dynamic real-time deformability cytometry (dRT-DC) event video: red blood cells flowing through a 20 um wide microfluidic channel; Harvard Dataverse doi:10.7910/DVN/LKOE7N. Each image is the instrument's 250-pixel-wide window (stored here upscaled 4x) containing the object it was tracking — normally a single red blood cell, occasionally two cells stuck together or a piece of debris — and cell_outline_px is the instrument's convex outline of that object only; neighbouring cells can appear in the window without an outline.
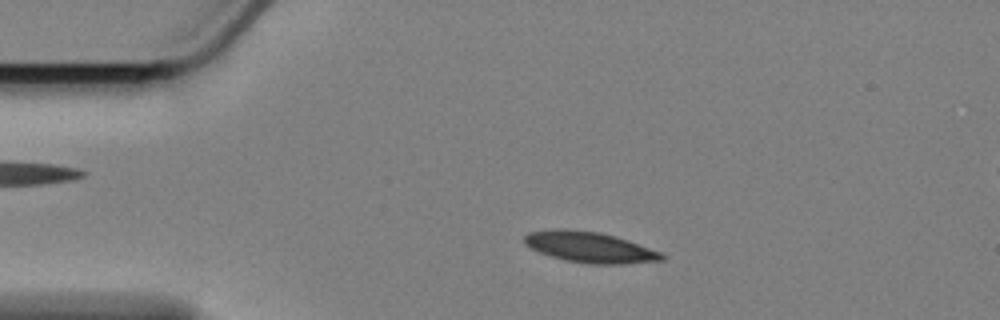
{"species": "Egyptian fruit bat (a non-hibernating species)", "species_latin": "Rousettus aegyptiacus", "temperature_condition": "cold", "stored_images_in_passage": 49, "camera_frame_rate_fps": 3000, "um_per_image_px": 0.085, "animal": {"sex": "female"}, "frame": {"image": 1, "passage_image": 2, "time_ms": 0.333, "image_size_px": [1000, 320], "cell_outline_px": [[668, 256], [664, 260], [624, 264], [588, 264], [564, 260], [540, 252], [524, 244], [524, 236], [528, 232], [564, 228], [600, 232], [616, 236], [664, 252]], "centroid_in_image_um": [50.2, 21.01], "position_along_channel_um": 34.8, "area_um2": 24.91}}
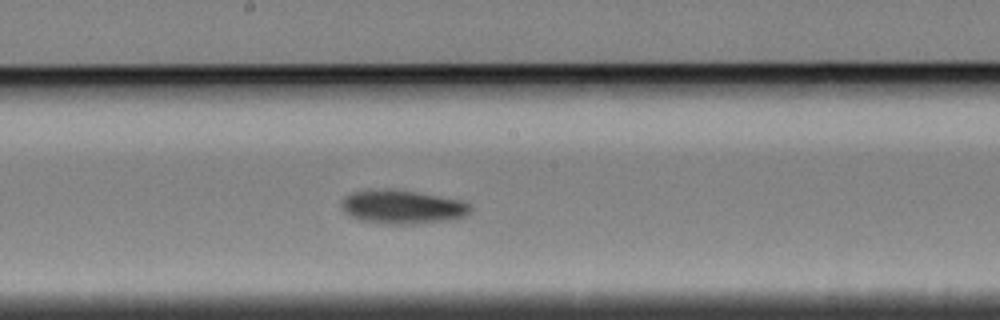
{"frame": {"image": 2, "passage_image": 21, "time_ms": 6.667, "image_size_px": [1000, 320], "cell_outline_px": [[472, 208], [464, 216], [448, 220], [412, 224], [384, 224], [360, 220], [344, 212], [340, 204], [344, 196], [352, 192], [384, 188], [416, 192], [464, 200], [472, 204]], "centroid_in_image_um": [34.2, 17.58], "position_along_channel_um": 214.0, "area_um2": 25.49}}
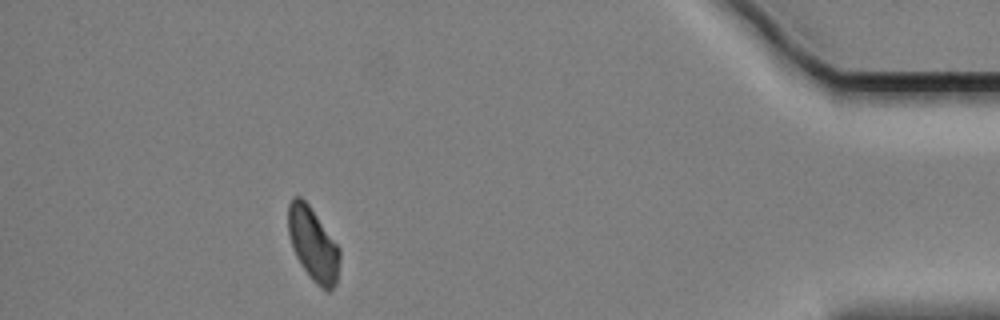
{"frame": {"image": 3, "passage_image": 43, "time_ms": 14.0, "image_size_px": [1000, 320], "cell_outline_px": [[340, 260], [336, 284], [328, 292], [316, 284], [312, 280], [300, 264], [292, 248], [288, 232], [288, 204], [292, 196], [300, 196], [308, 204], [340, 248]], "centroid_in_image_um": [26.6, 20.77], "position_along_channel_um": 408.6, "area_um2": 22.02}, "authors_computed_cell_mechanics": {"area_um2": 24.0448, "velocity_mm_per_s": 3.3844, "shape_relaxation_time_tau1_ms": 3.442, "shape_relaxation_time_tau2_ms": null, "deformation_change_tau1": 0.0907, "deformation_change_tau2": null}}